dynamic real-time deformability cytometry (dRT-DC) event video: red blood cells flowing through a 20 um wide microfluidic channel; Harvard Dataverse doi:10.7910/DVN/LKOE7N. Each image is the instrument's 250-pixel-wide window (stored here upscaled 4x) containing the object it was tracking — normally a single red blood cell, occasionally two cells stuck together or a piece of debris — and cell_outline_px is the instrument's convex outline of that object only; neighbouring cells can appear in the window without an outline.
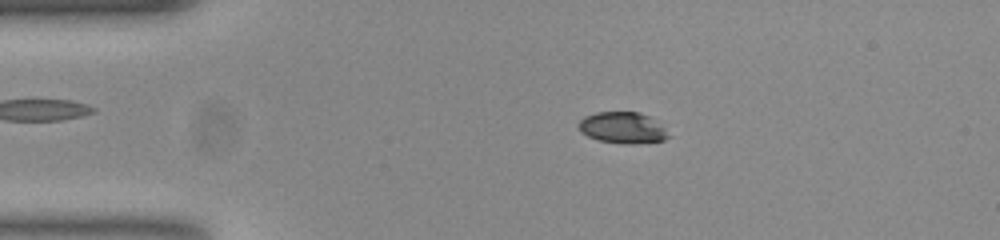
{"species": "common noctule bat (a hibernating species)", "species_latin": "Nyctalus noctula", "temperature_condition": "room temperature", "stored_images_in_passage": 48, "camera_frame_rate_fps": 3000, "um_per_image_px": 0.085, "animal": {"sex": "female", "body_mass_g": 23.0, "forearm_length_mm": 53.4}, "frame": {"image": 1, "passage_image": 5, "time_ms": 1.333, "image_size_px": [1000, 240], "cell_outline_px": [[672, 136], [664, 140], [632, 144], [620, 144], [600, 140], [588, 136], [580, 132], [580, 120], [584, 116], [596, 112], [640, 112], [648, 116], [664, 128]], "centroid_in_image_um": [52.93, 10.86], "position_along_channel_um": 32.1, "area_um2": 16.3}}
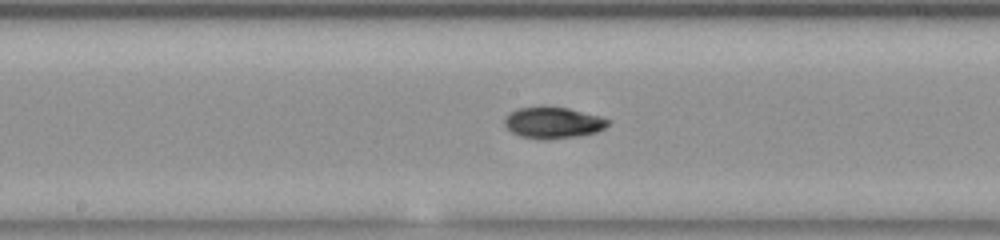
{"frame": {"image": 2, "passage_image": 22, "time_ms": 7.0, "image_size_px": [1000, 240], "cell_outline_px": [[612, 120], [604, 128], [596, 132], [580, 136], [520, 136], [512, 132], [504, 124], [504, 116], [508, 112], [516, 108], [540, 104], [544, 104], [568, 108], [600, 116]], "centroid_in_image_um": [46.98, 10.33], "position_along_channel_um": 201.2, "area_um2": 18.73}}
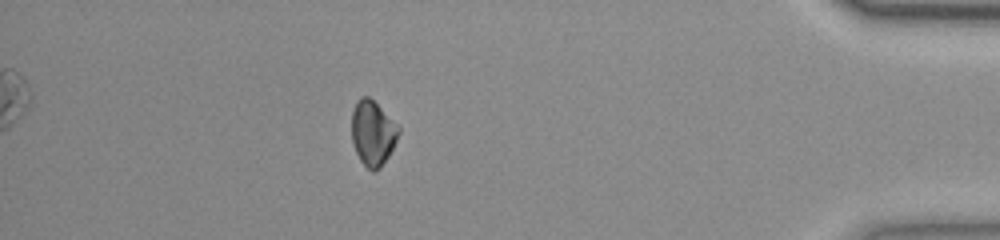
{"frame": {"image": 3, "passage_image": 42, "time_ms": 13.667, "image_size_px": [1000, 240], "cell_outline_px": [[400, 132], [388, 156], [380, 168], [376, 172], [372, 172], [360, 160], [352, 144], [352, 112], [356, 100], [360, 96], [368, 96], [400, 128]], "centroid_in_image_um": [31.66, 11.32], "position_along_channel_um": 403.5, "area_um2": 17.57}, "authors_computed_cell_mechanics": {"area_um2": 18.0047, "velocity_mm_per_s": 3.7703, "shape_relaxation_time_tau1_ms": 8.0107, "shape_relaxation_time_tau2_ms": 4.9652, "deformation_change_tau1": 0.1577, "deformation_change_tau2": 0.0582}}